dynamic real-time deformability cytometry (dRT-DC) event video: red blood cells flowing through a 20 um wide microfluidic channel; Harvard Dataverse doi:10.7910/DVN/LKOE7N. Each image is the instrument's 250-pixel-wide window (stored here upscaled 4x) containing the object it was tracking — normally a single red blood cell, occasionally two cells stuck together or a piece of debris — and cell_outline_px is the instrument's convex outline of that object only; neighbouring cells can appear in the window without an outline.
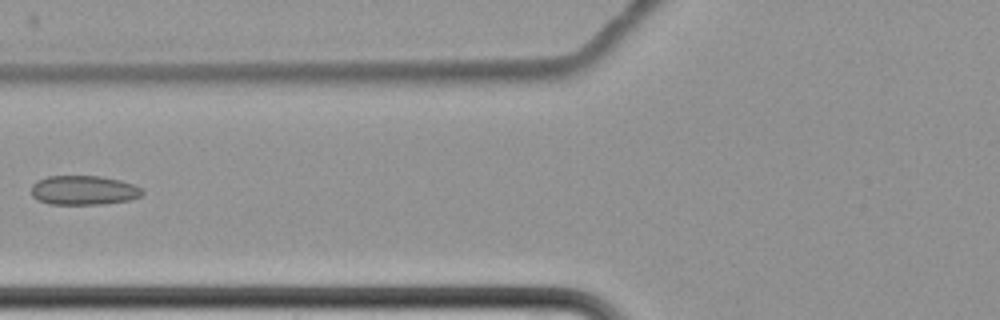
{"species": "common noctule bat (a hibernating species)", "species_latin": "Nyctalus noctula", "temperature_condition": "cold", "stored_images_in_passage": 8, "camera_frame_rate_fps": 3000, "um_per_image_px": 0.085, "animal": {"sex": "female", "body_mass_g": 22.7, "forearm_length_mm": 54.2}, "frame": {"image": 1, "passage_image": 7, "time_ms": 8.0, "image_size_px": [1000, 320], "cell_outline_px": [[144, 192], [140, 196], [132, 200], [100, 204], [48, 204], [36, 200], [32, 196], [32, 184], [36, 180], [48, 176], [100, 176], [120, 180], [144, 188]], "centroid_in_image_um": [7.11, 16.17], "position_along_channel_um": 118.7, "area_um2": 19.19}}
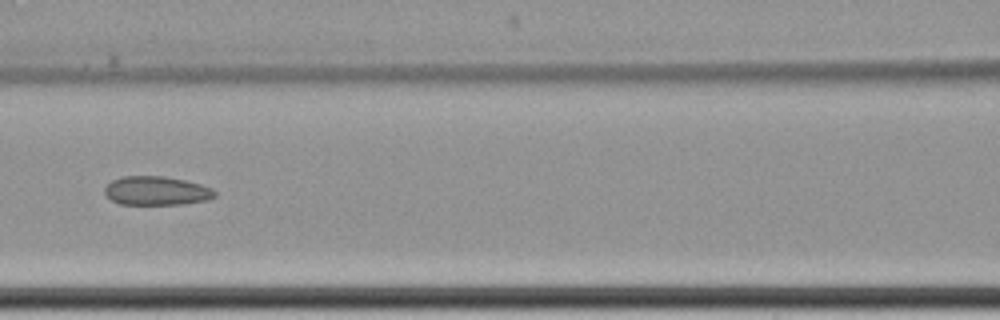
{"frame": {"image": 2, "passage_image": 8, "time_ms": 9.0, "image_size_px": [1000, 320], "cell_outline_px": [[216, 196], [208, 200], [184, 204], [120, 204], [112, 200], [104, 192], [104, 188], [112, 180], [124, 176], [164, 176], [184, 180], [200, 184], [212, 188], [216, 192]], "centroid_in_image_um": [13.32, 16.22], "position_along_channel_um": 153.3, "area_um2": 18.5}}